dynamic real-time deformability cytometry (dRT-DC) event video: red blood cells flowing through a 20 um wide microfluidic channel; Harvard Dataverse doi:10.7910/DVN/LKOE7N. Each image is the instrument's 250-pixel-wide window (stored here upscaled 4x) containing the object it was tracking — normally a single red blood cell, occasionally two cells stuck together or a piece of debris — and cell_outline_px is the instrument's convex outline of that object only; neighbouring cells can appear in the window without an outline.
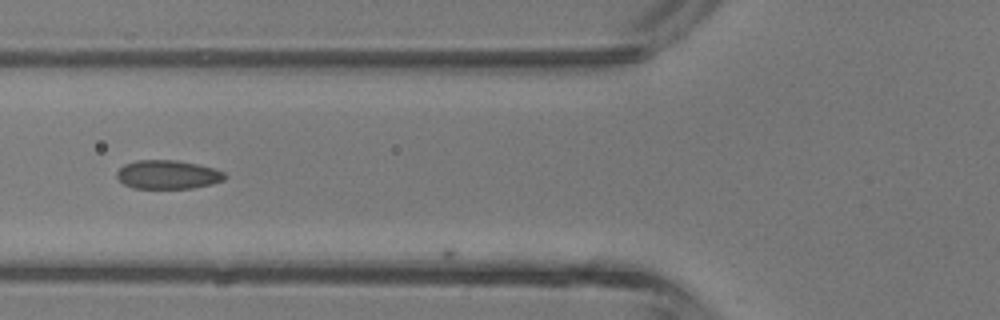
{"species": "common noctule bat (a hibernating species)", "species_latin": "Nyctalus noctula", "temperature_condition": "room temperature", "stored_images_in_passage": 4, "camera_frame_rate_fps": 3000, "um_per_image_px": 0.085, "animal": {"sex": "male", "body_mass_g": 13.3}, "frame": {"image": 1, "passage_image": 4, "time_ms": 3.333, "image_size_px": [1000, 320], "cell_outline_px": [[228, 176], [224, 180], [212, 184], [192, 188], [132, 188], [124, 184], [116, 176], [116, 172], [124, 164], [136, 160], [176, 160], [196, 164], [212, 168], [224, 172]], "centroid_in_image_um": [14.25, 14.84], "position_along_channel_um": 111.5, "area_um2": 18.09}}